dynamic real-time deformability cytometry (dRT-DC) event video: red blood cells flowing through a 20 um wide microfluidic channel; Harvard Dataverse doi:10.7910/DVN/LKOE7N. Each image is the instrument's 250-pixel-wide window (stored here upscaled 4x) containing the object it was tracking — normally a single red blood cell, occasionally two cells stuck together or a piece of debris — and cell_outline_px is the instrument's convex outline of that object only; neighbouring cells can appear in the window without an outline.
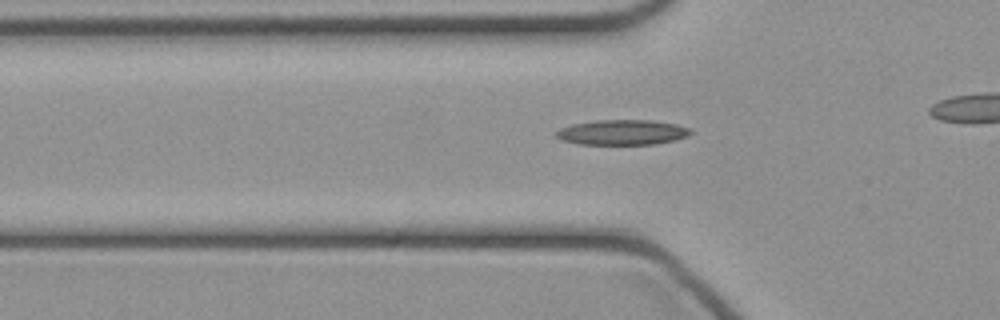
{"species": "common noctule bat (a hibernating species)", "species_latin": "Nyctalus noctula", "temperature_condition": "cold", "stored_images_in_passage": 37, "camera_frame_rate_fps": 3000, "um_per_image_px": 0.085, "animal": {"sex": "female", "body_mass_g": 21.9}, "frame": {"image": 1, "passage_image": 15, "time_ms": 4.667, "image_size_px": [1000, 320], "cell_outline_px": [[692, 132], [688, 136], [672, 140], [652, 144], [580, 144], [564, 140], [556, 136], [552, 132], [560, 128], [572, 124], [596, 120], [652, 120], [676, 124], [688, 128]], "centroid_in_image_um": [52.85, 11.24], "position_along_channel_um": 72.9, "area_um2": 19.54}}
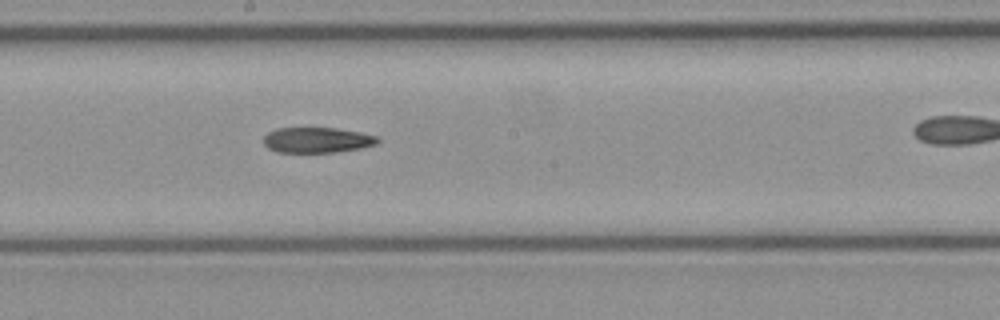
{"frame": {"image": 2, "passage_image": 25, "time_ms": 8.0, "image_size_px": [1000, 320], "cell_outline_px": [[380, 140], [376, 144], [360, 148], [336, 152], [276, 152], [268, 148], [264, 144], [264, 136], [268, 132], [276, 128], [336, 128], [360, 132], [376, 136]], "centroid_in_image_um": [26.93, 11.9], "position_along_channel_um": 221.3, "area_um2": 16.88}}
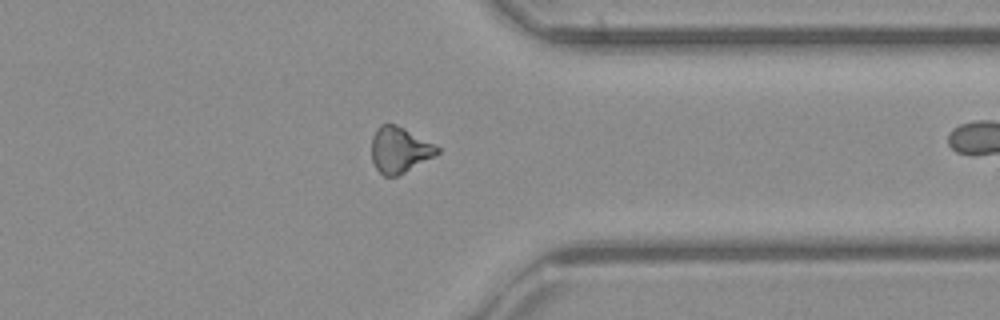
{"frame": {"image": 3, "passage_image": 36, "time_ms": 11.667, "image_size_px": [1000, 320], "cell_outline_px": [[440, 152], [436, 156], [396, 176], [384, 176], [376, 168], [372, 160], [372, 136], [376, 128], [380, 124], [396, 124], [404, 128], [440, 148]], "centroid_in_image_um": [33.95, 12.73], "position_along_channel_um": 377.5, "area_um2": 17.4}}